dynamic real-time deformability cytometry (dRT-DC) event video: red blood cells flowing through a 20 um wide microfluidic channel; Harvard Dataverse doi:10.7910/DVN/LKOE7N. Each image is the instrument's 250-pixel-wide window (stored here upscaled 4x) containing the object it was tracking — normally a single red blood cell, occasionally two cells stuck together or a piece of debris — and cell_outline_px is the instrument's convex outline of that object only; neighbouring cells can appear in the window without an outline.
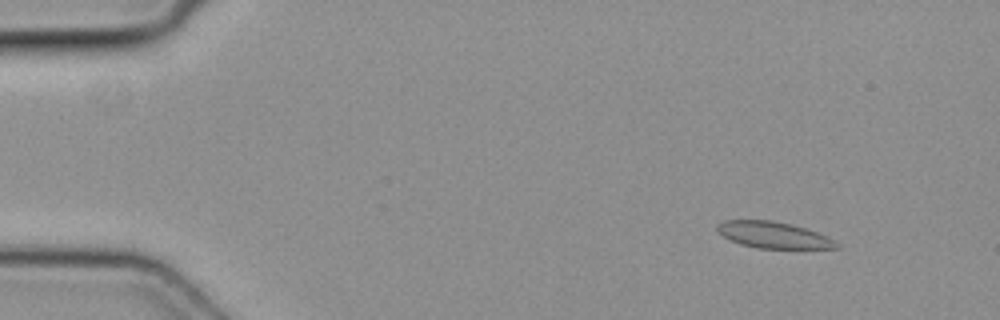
{"species": "common noctule bat (a hibernating species)", "species_latin": "Nyctalus noctula", "temperature_condition": "cold", "stored_images_in_passage": 51, "camera_frame_rate_fps": 3000, "um_per_image_px": 0.085, "animal": {"sex": "female", "body_mass_g": 19.3, "forearm_length_mm": 54.1}, "frame": {"image": 1, "passage_image": 6, "time_ms": 1.667, "image_size_px": [1000, 320], "cell_outline_px": [[840, 248], [756, 248], [740, 244], [728, 240], [716, 232], [716, 224], [724, 220], [772, 220], [792, 224], [828, 236], [836, 240], [840, 244]], "centroid_in_image_um": [65.71, 19.97], "position_along_channel_um": 19.3, "area_um2": 18.61}}
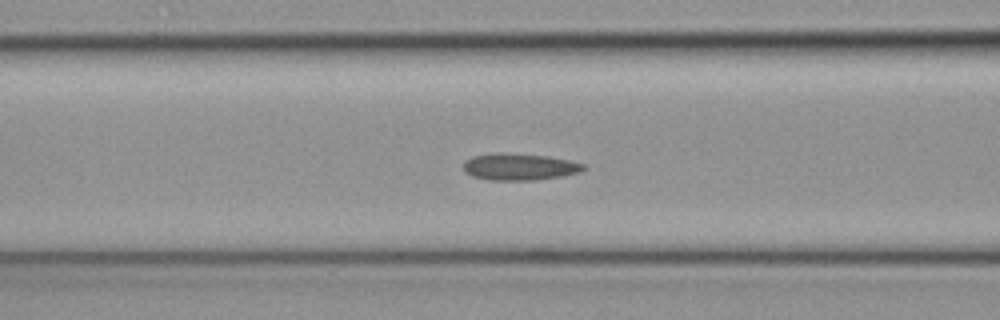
{"frame": {"image": 2, "passage_image": 21, "time_ms": 6.667, "image_size_px": [1000, 320], "cell_outline_px": [[584, 168], [580, 172], [560, 176], [536, 180], [492, 180], [472, 176], [464, 172], [464, 160], [472, 156], [496, 152], [504, 152], [548, 156], [568, 160], [584, 164]], "centroid_in_image_um": [44.1, 14.16], "position_along_channel_um": 122.5, "area_um2": 18.79}}
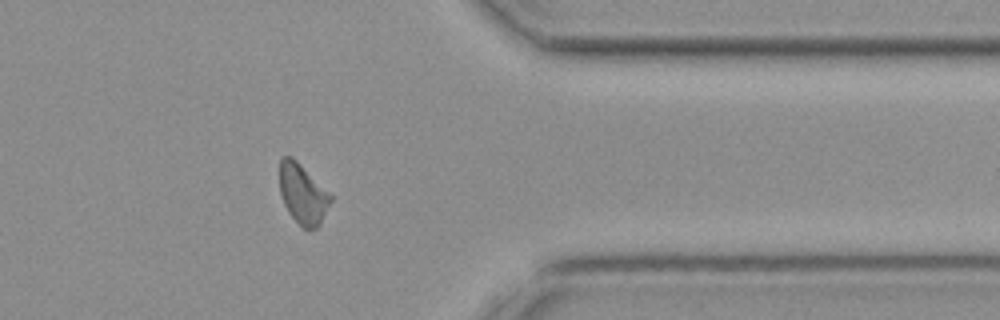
{"frame": {"image": 3, "passage_image": 41, "time_ms": 13.333, "image_size_px": [1000, 320], "cell_outline_px": [[332, 200], [320, 224], [316, 228], [304, 228], [288, 212], [284, 204], [280, 192], [280, 160], [284, 156], [292, 156], [332, 196]], "centroid_in_image_um": [25.73, 16.48], "position_along_channel_um": 385.7, "area_um2": 17.4}}